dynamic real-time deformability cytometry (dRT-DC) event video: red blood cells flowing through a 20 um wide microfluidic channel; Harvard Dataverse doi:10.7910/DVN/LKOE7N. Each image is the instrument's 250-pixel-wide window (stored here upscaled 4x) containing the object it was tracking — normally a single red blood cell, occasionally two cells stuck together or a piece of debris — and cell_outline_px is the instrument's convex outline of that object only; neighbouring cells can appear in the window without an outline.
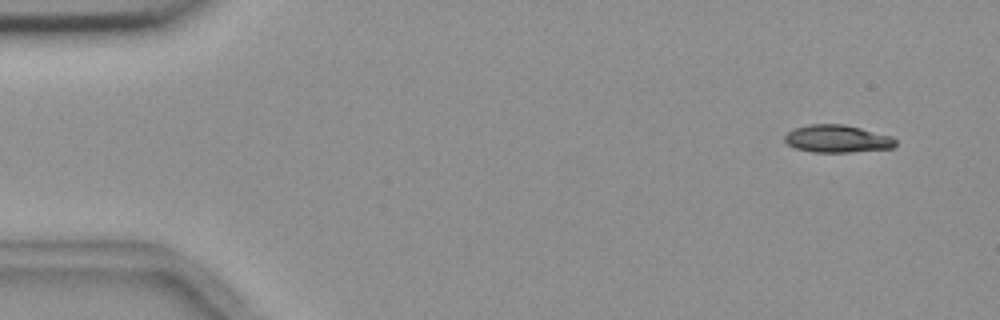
{"species": "common noctule bat (a hibernating species)", "species_latin": "Nyctalus noctula", "temperature_condition": "room temperature", "stored_images_in_passage": 8, "camera_frame_rate_fps": 3000, "um_per_image_px": 0.085, "animal": {"sex": "female", "body_mass_g": 18.4}, "frame": {"image": 1, "passage_image": 1, "time_ms": 0.0, "image_size_px": [1000, 320], "cell_outline_px": [[896, 144], [892, 148], [848, 152], [812, 152], [796, 148], [788, 144], [784, 140], [784, 136], [792, 128], [808, 124], [844, 124], [892, 136], [896, 140]], "centroid_in_image_um": [71.14, 11.79], "position_along_channel_um": 13.9, "area_um2": 17.8}}
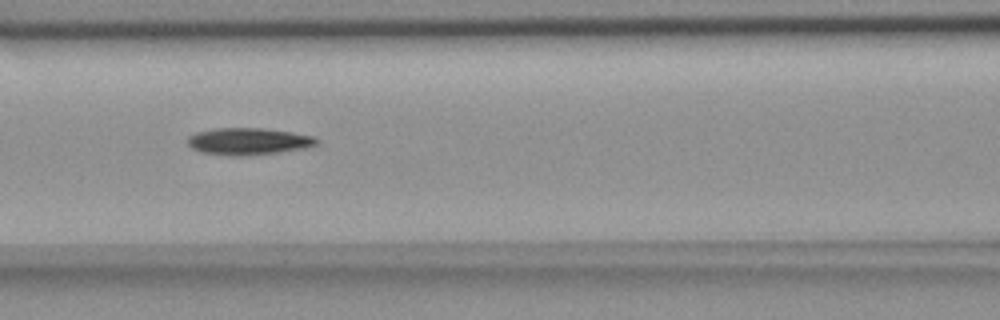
{"frame": {"image": 2, "passage_image": 7, "time_ms": 6.667, "image_size_px": [1000, 320], "cell_outline_px": [[320, 140], [316, 144], [304, 148], [276, 152], [240, 156], [204, 152], [192, 148], [188, 144], [188, 136], [196, 132], [216, 128], [264, 128], [292, 132], [316, 136]], "centroid_in_image_um": [21.14, 11.99], "position_along_channel_um": 145.5, "area_um2": 20.0}}
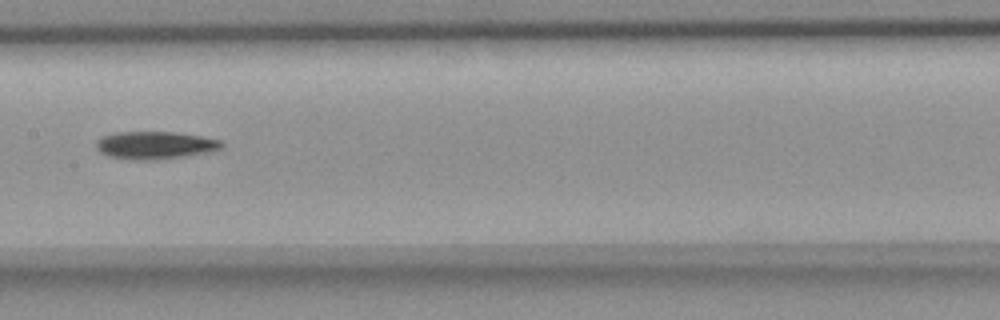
{"frame": {"image": 3, "passage_image": 8, "time_ms": 8.0, "image_size_px": [1000, 320], "cell_outline_px": [[224, 144], [220, 148], [204, 152], [184, 156], [152, 160], [136, 160], [108, 156], [100, 152], [96, 148], [96, 140], [104, 136], [116, 132], [172, 132], [200, 136], [220, 140]], "centroid_in_image_um": [13.12, 12.34], "position_along_channel_um": 194.3, "area_um2": 19.88}}